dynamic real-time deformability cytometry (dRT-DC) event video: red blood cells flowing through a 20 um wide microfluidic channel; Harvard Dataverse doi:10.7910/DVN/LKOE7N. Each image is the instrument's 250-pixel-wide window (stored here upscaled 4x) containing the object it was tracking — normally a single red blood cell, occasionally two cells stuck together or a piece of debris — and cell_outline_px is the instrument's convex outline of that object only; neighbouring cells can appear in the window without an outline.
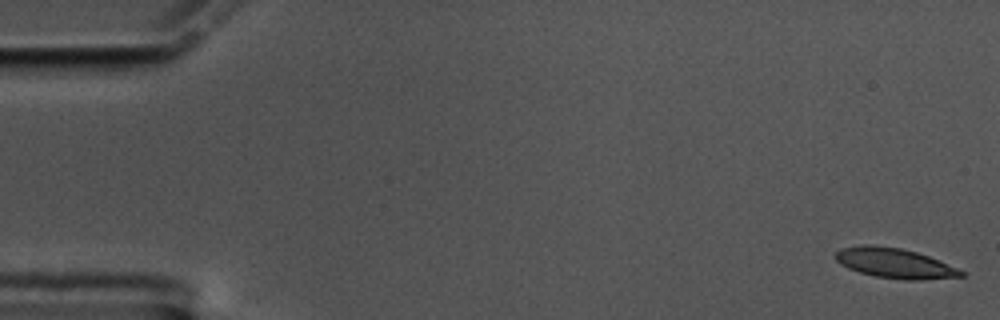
{"species": "common noctule bat (a hibernating species)", "species_latin": "Nyctalus noctula", "temperature_condition": "cold", "stored_images_in_passage": 57, "camera_frame_rate_fps": 3000, "um_per_image_px": 0.085, "animal": {"sex": "male", "body_mass_g": 17.5, "forearm_length_mm": 52.3}, "frame": {"image": 1, "passage_image": 1, "time_ms": 0.0, "image_size_px": [1000, 320], "cell_outline_px": [[964, 276], [916, 280], [904, 280], [876, 276], [860, 272], [848, 268], [840, 264], [836, 260], [836, 252], [840, 248], [860, 244], [872, 244], [900, 248], [916, 252], [928, 256], [956, 268], [964, 272]], "centroid_in_image_um": [75.99, 22.35], "position_along_channel_um": 9.0, "area_um2": 21.73}}
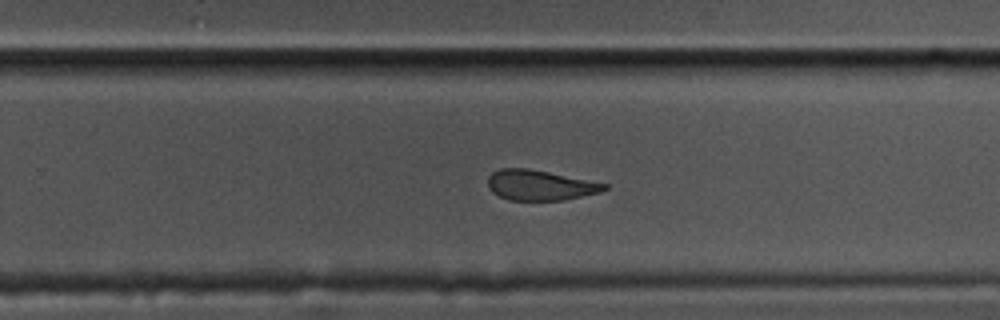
{"frame": {"image": 2, "passage_image": 36, "time_ms": 11.667, "image_size_px": [1000, 320], "cell_outline_px": [[608, 188], [600, 192], [564, 200], [508, 200], [492, 192], [488, 188], [488, 176], [492, 172], [500, 168], [528, 168], [608, 184]], "centroid_in_image_um": [45.87, 15.74], "position_along_channel_um": 283.9, "area_um2": 20.46}}
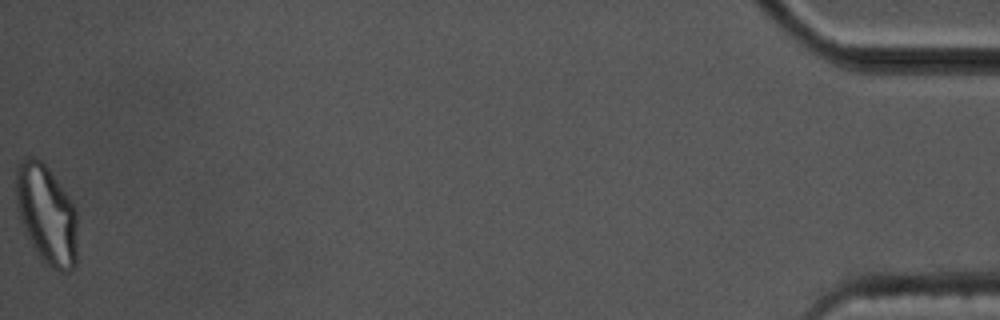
{"frame": {"image": 3, "passage_image": 57, "time_ms": 18.667, "image_size_px": [1000, 320], "cell_outline_px": [[76, 264], [68, 272], [60, 272], [48, 264], [36, 252], [24, 232], [16, 208], [16, 168], [28, 156], [36, 156], [48, 168], [76, 208]], "centroid_in_image_um": [3.94, 18.23], "position_along_channel_um": 431.3, "area_um2": 35.37}, "authors_computed_cell_mechanics": {"area_um2": 22.3686, "velocity_mm_per_s": 3.5172, "shape_relaxation_time_tau1_ms": null, "shape_relaxation_time_tau2_ms": 2.442, "deformation_change_tau1": null, "deformation_change_tau2": 0.1011}}